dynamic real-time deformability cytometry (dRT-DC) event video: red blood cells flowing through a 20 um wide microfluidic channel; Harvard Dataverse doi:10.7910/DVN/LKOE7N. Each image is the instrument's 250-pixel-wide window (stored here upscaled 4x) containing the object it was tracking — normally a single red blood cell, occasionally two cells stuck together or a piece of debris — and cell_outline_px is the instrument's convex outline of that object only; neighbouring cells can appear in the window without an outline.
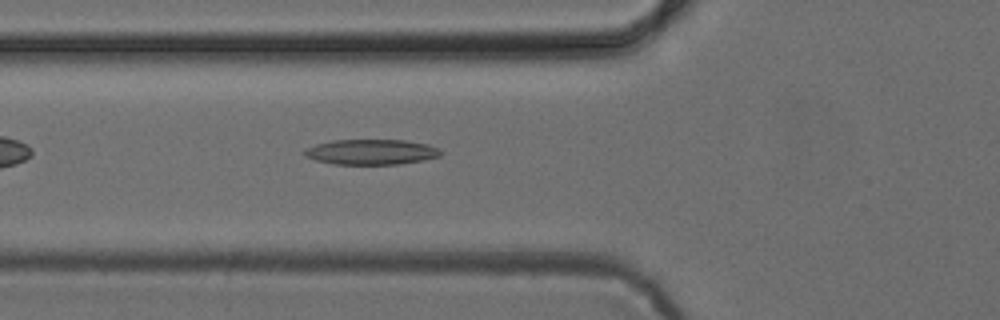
{"species": "common noctule bat (a hibernating species)", "species_latin": "Nyctalus noctula", "temperature_condition": "cold", "stored_images_in_passage": 35, "camera_frame_rate_fps": 3000, "um_per_image_px": 0.085, "animal": {"sex": "female", "body_mass_g": 24.6, "forearm_length_mm": 56.2}, "frame": {"image": 1, "passage_image": 6, "time_ms": 1.667, "image_size_px": [1000, 320], "cell_outline_px": [[440, 156], [424, 160], [400, 164], [332, 164], [316, 160], [304, 156], [304, 148], [316, 144], [332, 140], [404, 140], [428, 144], [440, 148]], "centroid_in_image_um": [31.54, 12.91], "position_along_channel_um": 94.3, "area_um2": 20.17}}
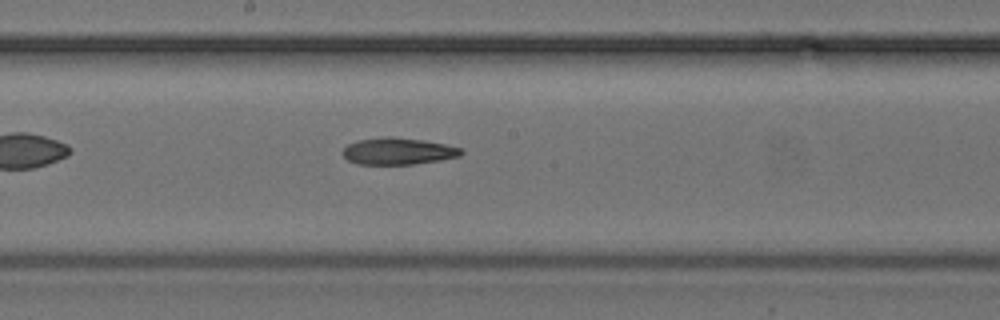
{"frame": {"image": 2, "passage_image": 15, "time_ms": 4.667, "image_size_px": [1000, 320], "cell_outline_px": [[464, 152], [460, 156], [440, 160], [412, 164], [356, 164], [348, 160], [340, 152], [348, 144], [356, 140], [384, 136], [392, 136], [424, 140], [444, 144], [460, 148]], "centroid_in_image_um": [33.79, 12.84], "position_along_channel_um": 214.4, "area_um2": 18.61}}
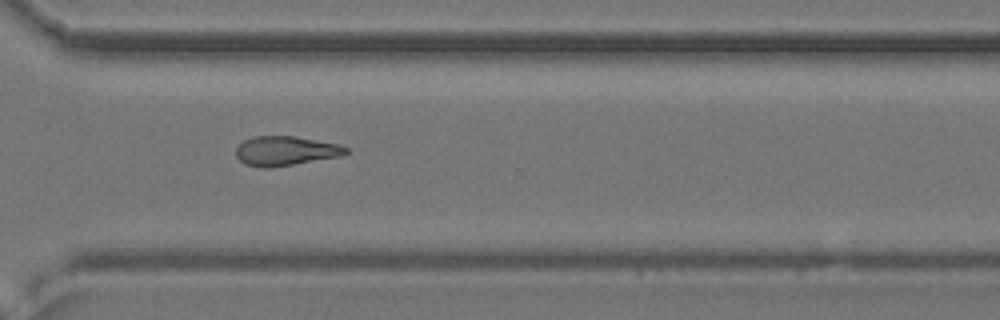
{"frame": {"image": 3, "passage_image": 25, "time_ms": 8.0, "image_size_px": [1000, 320], "cell_outline_px": [[348, 152], [344, 156], [272, 168], [260, 168], [244, 164], [236, 156], [236, 148], [244, 140], [252, 136], [296, 136], [336, 144], [348, 148]], "centroid_in_image_um": [24.26, 12.84], "position_along_channel_um": 346.3, "area_um2": 19.07}}